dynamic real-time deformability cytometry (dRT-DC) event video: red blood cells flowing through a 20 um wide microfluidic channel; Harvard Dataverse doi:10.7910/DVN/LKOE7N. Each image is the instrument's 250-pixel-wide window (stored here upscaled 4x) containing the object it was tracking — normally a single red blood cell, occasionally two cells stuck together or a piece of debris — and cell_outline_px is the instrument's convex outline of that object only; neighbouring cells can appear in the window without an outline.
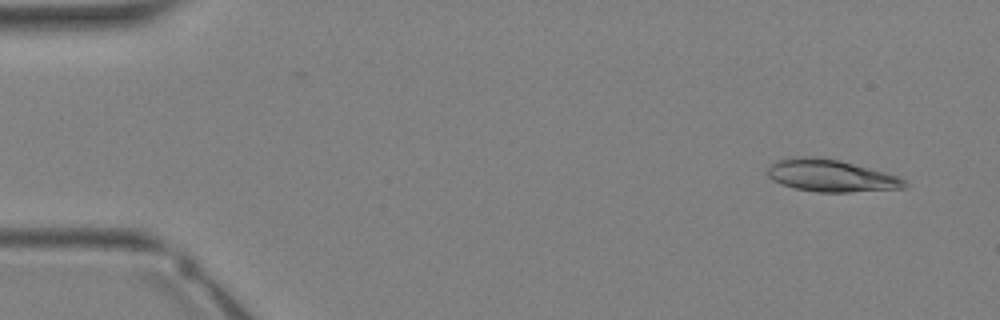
{"species": "Egyptian fruit bat (a non-hibernating species)", "species_latin": "Rousettus aegyptiacus", "temperature_condition": "warm", "stored_images_in_passage": 36, "camera_frame_rate_fps": 3000, "um_per_image_px": 0.085, "animal": {"sex": "female"}, "frame": {"image": 1, "passage_image": 3, "time_ms": 0.667, "image_size_px": [1000, 320], "cell_outline_px": [[908, 184], [904, 188], [848, 192], [816, 192], [796, 188], [780, 184], [772, 180], [768, 176], [768, 164], [780, 160], [796, 156], [820, 156], [840, 160], [896, 176], [904, 180]], "centroid_in_image_um": [70.56, 14.92], "position_along_channel_um": 14.4, "area_um2": 25.55}}
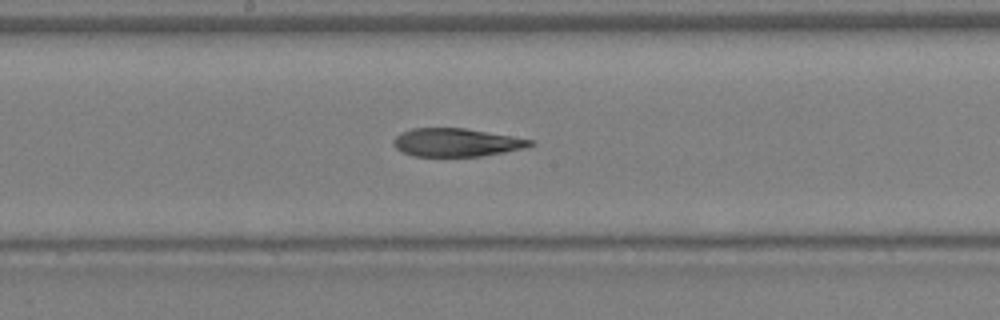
{"frame": {"image": 2, "passage_image": 19, "time_ms": 6.0, "image_size_px": [1000, 320], "cell_outline_px": [[536, 144], [528, 148], [480, 156], [412, 156], [400, 152], [392, 144], [392, 140], [400, 132], [412, 128], [464, 128], [532, 140]], "centroid_in_image_um": [38.75, 12.11], "position_along_channel_um": 209.5, "area_um2": 22.54}}
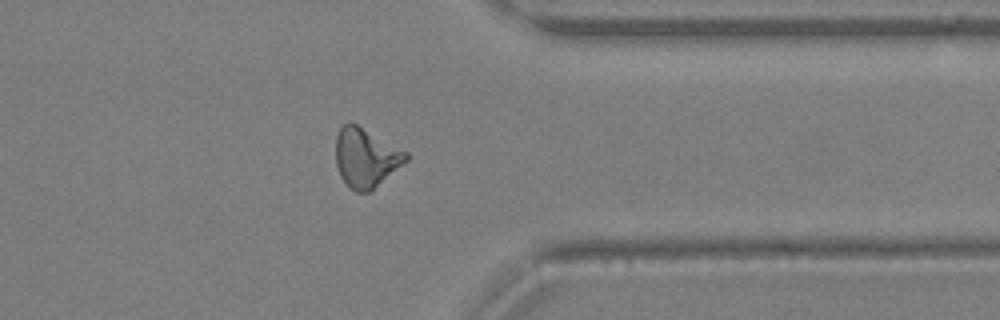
{"frame": {"image": 3, "passage_image": 28, "time_ms": 9.0, "image_size_px": [1000, 320], "cell_outline_px": [[408, 160], [368, 192], [356, 192], [348, 188], [340, 176], [336, 164], [336, 136], [340, 128], [348, 120], [356, 124], [408, 152]], "centroid_in_image_um": [31.07, 13.39], "position_along_channel_um": 380.3, "area_um2": 24.04}}